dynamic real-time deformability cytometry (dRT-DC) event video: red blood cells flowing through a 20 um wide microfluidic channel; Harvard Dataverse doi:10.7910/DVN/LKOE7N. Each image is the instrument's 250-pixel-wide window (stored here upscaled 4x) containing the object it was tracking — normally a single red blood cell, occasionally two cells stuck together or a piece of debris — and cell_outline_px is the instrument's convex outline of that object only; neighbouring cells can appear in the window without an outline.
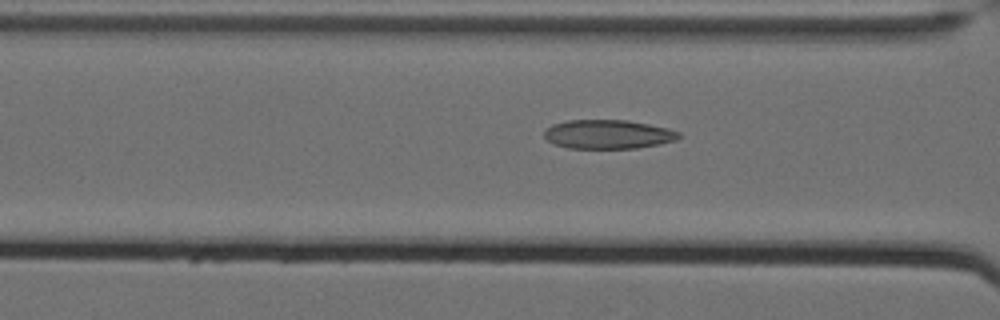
{"species": "Egyptian fruit bat (a non-hibernating species)", "species_latin": "Rousettus aegyptiacus", "temperature_condition": "cold", "stored_images_in_passage": 17, "camera_frame_rate_fps": 3000, "um_per_image_px": 0.085, "animal": {"sex": "female"}, "frame": {"image": 1, "passage_image": 15, "time_ms": 4.667, "image_size_px": [1000, 320], "cell_outline_px": [[680, 136], [676, 140], [636, 148], [568, 148], [552, 144], [544, 136], [544, 132], [552, 124], [568, 120], [628, 120], [668, 128], [680, 132]], "centroid_in_image_um": [51.66, 11.41], "position_along_channel_um": 114.9, "area_um2": 22.66}}